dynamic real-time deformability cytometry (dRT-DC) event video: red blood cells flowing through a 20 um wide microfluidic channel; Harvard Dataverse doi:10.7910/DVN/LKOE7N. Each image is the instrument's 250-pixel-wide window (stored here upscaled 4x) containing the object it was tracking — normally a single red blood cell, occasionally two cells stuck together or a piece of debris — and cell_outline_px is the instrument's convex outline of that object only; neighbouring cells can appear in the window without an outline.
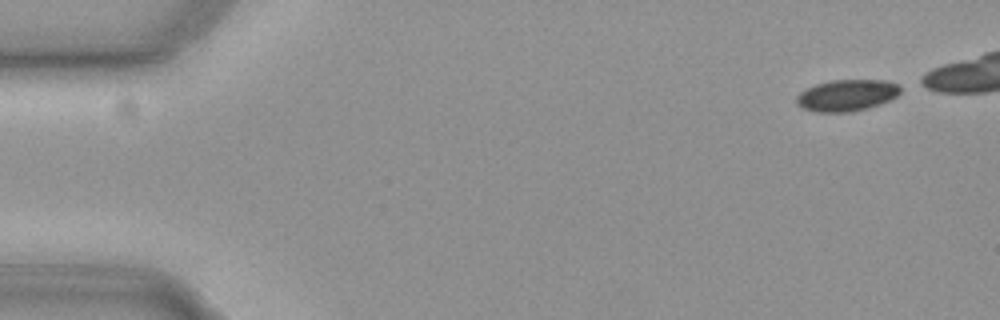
{"species": "common noctule bat (a hibernating species)", "species_latin": "Nyctalus noctula", "temperature_condition": "cold", "stored_images_in_passage": 43, "camera_frame_rate_fps": 3000, "um_per_image_px": 0.085, "animal": {"sex": "female", "body_mass_g": 19.3, "forearm_length_mm": 54.1}, "frame": {"image": 1, "passage_image": 1, "time_ms": 0.0, "image_size_px": [1000, 320], "cell_outline_px": [[900, 92], [896, 96], [880, 104], [868, 108], [848, 112], [816, 112], [804, 108], [796, 104], [796, 96], [804, 88], [816, 84], [832, 80], [888, 80], [900, 84]], "centroid_in_image_um": [71.97, 8.09], "position_along_channel_um": 13.0, "area_um2": 19.19}}
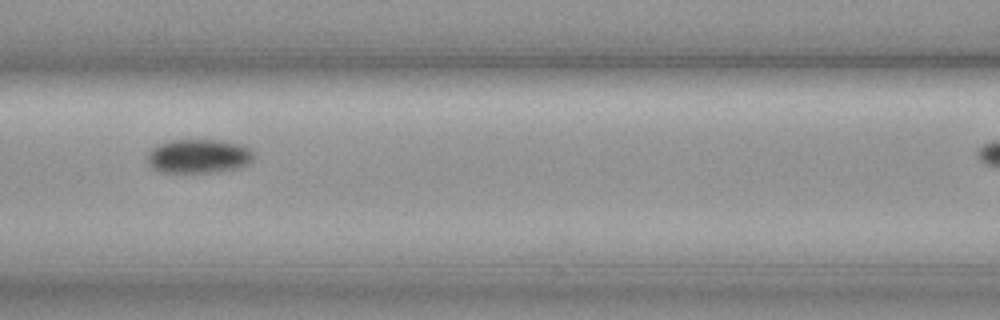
{"frame": {"image": 2, "passage_image": 22, "time_ms": 7.0, "image_size_px": [1000, 320], "cell_outline_px": [[256, 156], [248, 164], [240, 168], [216, 172], [160, 172], [152, 168], [148, 164], [148, 152], [152, 148], [168, 140], [216, 140], [244, 144]], "centroid_in_image_um": [16.91, 13.28], "position_along_channel_um": 149.7, "area_um2": 21.27}}
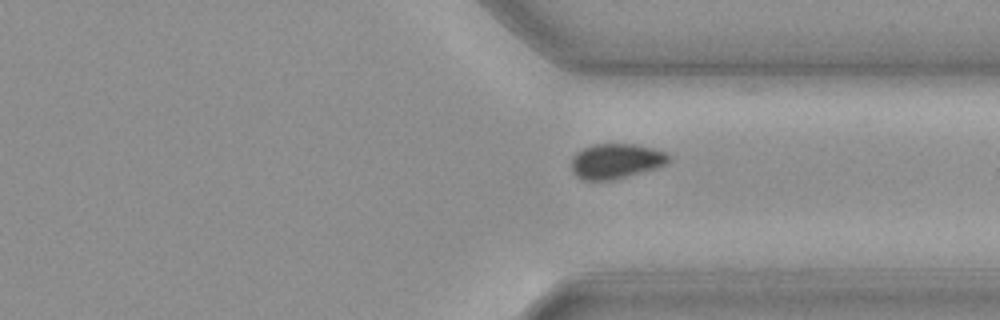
{"frame": {"image": 3, "passage_image": 39, "time_ms": 12.667, "image_size_px": [1000, 320], "cell_outline_px": [[672, 156], [668, 164], [656, 168], [612, 180], [584, 180], [576, 176], [572, 172], [572, 156], [576, 152], [584, 148], [596, 144], [636, 144], [652, 148], [664, 152]], "centroid_in_image_um": [52.37, 13.69], "position_along_channel_um": 359.0, "area_um2": 19.88}}